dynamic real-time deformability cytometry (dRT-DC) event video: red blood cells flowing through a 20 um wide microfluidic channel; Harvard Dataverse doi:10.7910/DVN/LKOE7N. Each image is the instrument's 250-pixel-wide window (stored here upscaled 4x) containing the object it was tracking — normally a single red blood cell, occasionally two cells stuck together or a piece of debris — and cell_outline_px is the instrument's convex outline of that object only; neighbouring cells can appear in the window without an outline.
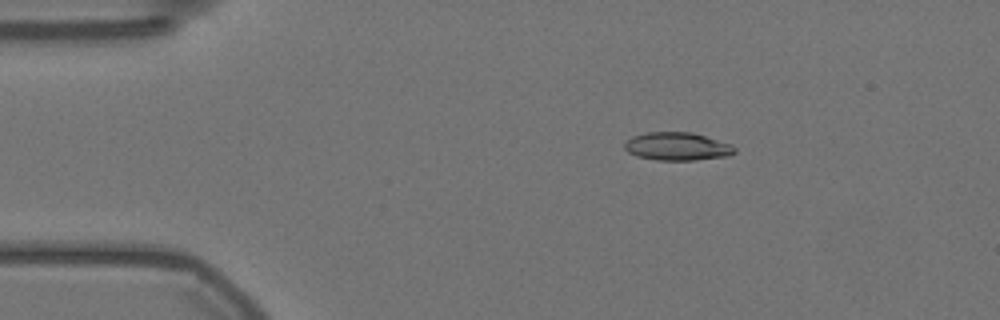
{"species": "Egyptian fruit bat (a non-hibernating species)", "species_latin": "Rousettus aegyptiacus", "temperature_condition": "warm", "stored_images_in_passage": 57, "camera_frame_rate_fps": 3000, "um_per_image_px": 0.085, "animal": {"sex": "female"}, "frame": {"image": 1, "passage_image": 10, "time_ms": 3.0, "image_size_px": [1000, 320], "cell_outline_px": [[736, 152], [728, 156], [696, 160], [656, 160], [636, 156], [628, 152], [624, 148], [624, 144], [632, 136], [648, 132], [692, 132], [732, 144], [736, 148]], "centroid_in_image_um": [57.58, 12.45], "position_along_channel_um": 27.4, "area_um2": 18.09}}
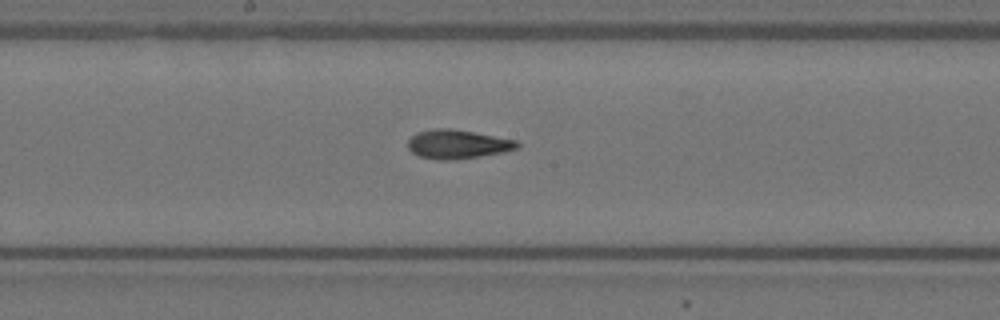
{"frame": {"image": 2, "passage_image": 30, "time_ms": 9.667, "image_size_px": [1000, 320], "cell_outline_px": [[520, 144], [516, 148], [504, 152], [448, 160], [436, 160], [420, 156], [412, 152], [408, 148], [408, 140], [416, 132], [432, 128], [448, 128], [472, 132], [516, 140]], "centroid_in_image_um": [38.84, 12.25], "position_along_channel_um": 209.4, "area_um2": 18.15}}
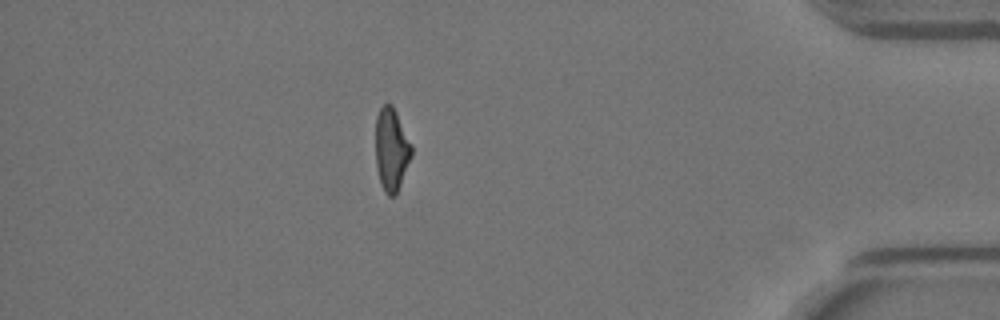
{"frame": {"image": 3, "passage_image": 50, "time_ms": 16.333, "image_size_px": [1000, 320], "cell_outline_px": [[412, 156], [400, 184], [396, 192], [392, 196], [388, 196], [384, 192], [380, 184], [376, 168], [376, 116], [380, 108], [384, 104], [392, 104], [412, 144]], "centroid_in_image_um": [33.26, 12.7], "position_along_channel_um": 401.9, "area_um2": 17.34}, "authors_computed_cell_mechanics": {"area_um2": 17.9758, "velocity_mm_per_s": 3.5692, "shape_relaxation_time_tau1_ms": 8.4688, "shape_relaxation_time_tau2_ms": 3.3926, "deformation_change_tau1": 0.251, "deformation_change_tau2": 0.1048}}